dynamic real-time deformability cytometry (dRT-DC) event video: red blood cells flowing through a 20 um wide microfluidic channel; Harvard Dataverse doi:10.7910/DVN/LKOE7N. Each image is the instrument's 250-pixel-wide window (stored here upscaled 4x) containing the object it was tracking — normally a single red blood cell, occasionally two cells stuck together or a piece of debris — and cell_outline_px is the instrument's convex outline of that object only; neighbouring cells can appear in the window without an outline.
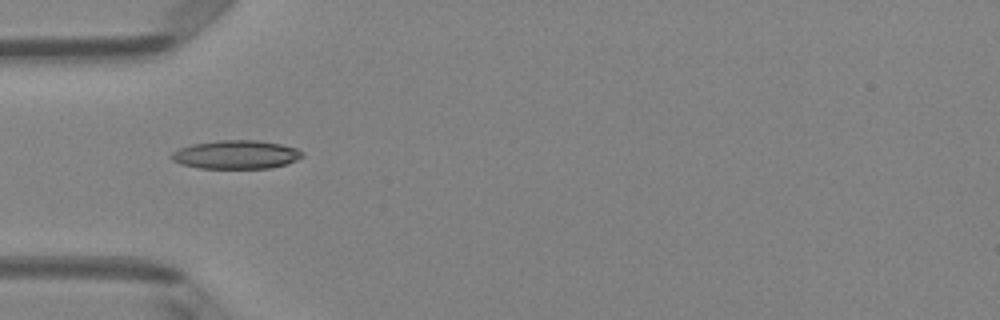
{"species": "Egyptian fruit bat (a non-hibernating species)", "species_latin": "Rousettus aegyptiacus", "temperature_condition": "room temperature", "stored_images_in_passage": 7, "camera_frame_rate_fps": 3000, "um_per_image_px": 0.085, "animal": {"sex": "female"}, "frame": {"image": 1, "passage_image": 4, "time_ms": 1.0, "image_size_px": [1000, 320], "cell_outline_px": [[304, 156], [296, 160], [284, 164], [268, 168], [200, 168], [180, 164], [172, 160], [168, 156], [172, 152], [180, 148], [192, 144], [216, 140], [256, 140], [280, 144], [296, 148], [304, 152]], "centroid_in_image_um": [20.03, 13.13], "position_along_channel_um": 65.0, "area_um2": 21.79}}
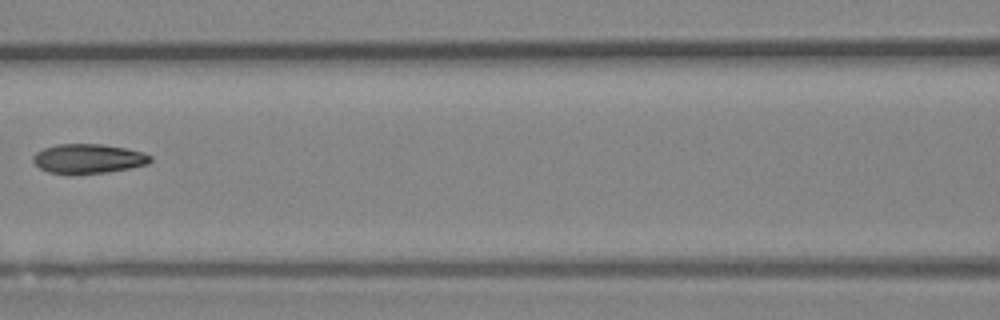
{"frame": {"image": 2, "passage_image": 6, "time_ms": 1.667, "image_size_px": [1000, 320], "cell_outline_px": [[152, 160], [148, 164], [108, 172], [76, 176], [68, 176], [48, 172], [40, 168], [32, 160], [32, 156], [36, 152], [44, 148], [56, 144], [100, 144], [124, 148], [140, 152], [152, 156]], "centroid_in_image_um": [7.44, 13.52], "position_along_channel_um": 159.2, "area_um2": 20.52}}
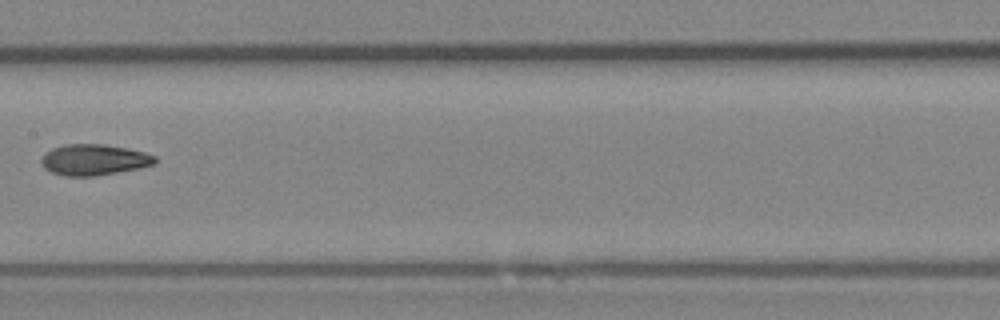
{"frame": {"image": 3, "passage_image": 7, "time_ms": 2.0, "image_size_px": [1000, 320], "cell_outline_px": [[156, 164], [116, 172], [92, 176], [64, 176], [52, 172], [44, 168], [40, 160], [52, 148], [64, 144], [104, 144], [128, 148], [144, 152], [156, 156]], "centroid_in_image_um": [7.99, 13.57], "position_along_channel_um": 199.4, "area_um2": 20.35}}